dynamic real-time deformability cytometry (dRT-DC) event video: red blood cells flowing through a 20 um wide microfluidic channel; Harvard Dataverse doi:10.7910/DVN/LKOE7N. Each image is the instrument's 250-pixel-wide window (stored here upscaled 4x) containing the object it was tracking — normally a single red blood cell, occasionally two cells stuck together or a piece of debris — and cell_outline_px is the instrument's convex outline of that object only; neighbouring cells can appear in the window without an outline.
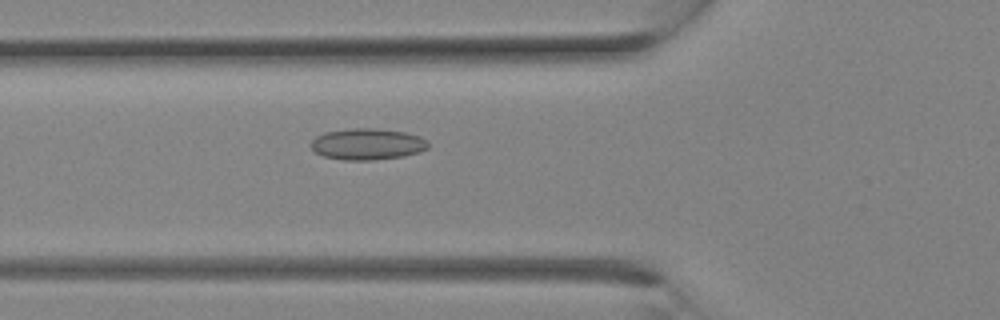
{"species": "Egyptian fruit bat (a non-hibernating species)", "species_latin": "Rousettus aegyptiacus", "temperature_condition": "room temperature", "stored_images_in_passage": 15, "camera_frame_rate_fps": 3000, "um_per_image_px": 0.085, "animal": {"sex": "female"}, "frame": {"image": 1, "passage_image": 8, "time_ms": 2.333, "image_size_px": [1000, 320], "cell_outline_px": [[428, 148], [420, 152], [404, 156], [372, 160], [344, 160], [324, 156], [316, 152], [312, 148], [312, 140], [316, 136], [324, 132], [352, 128], [376, 128], [404, 132], [420, 136], [428, 140]], "centroid_in_image_um": [31.25, 12.24], "position_along_channel_um": 94.5, "area_um2": 21.44}}
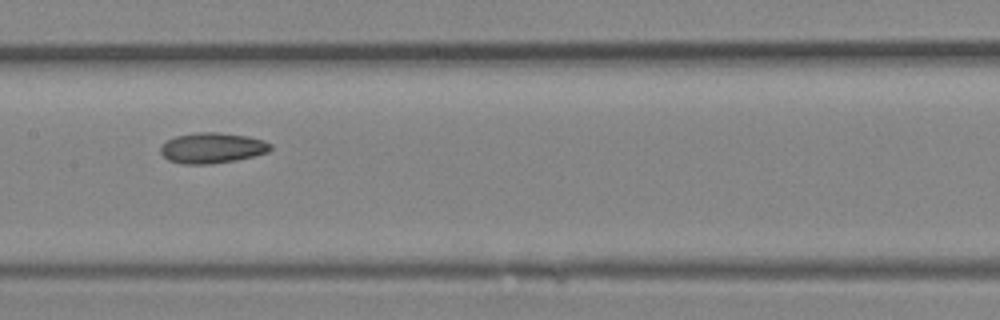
{"frame": {"image": 2, "passage_image": 12, "time_ms": 3.667, "image_size_px": [1000, 320], "cell_outline_px": [[272, 148], [268, 152], [236, 160], [212, 164], [184, 164], [168, 160], [160, 152], [160, 148], [168, 140], [176, 136], [196, 132], [220, 132], [248, 136], [264, 140], [272, 144]], "centroid_in_image_um": [18.06, 12.57], "position_along_channel_um": 189.3, "area_um2": 19.59}}
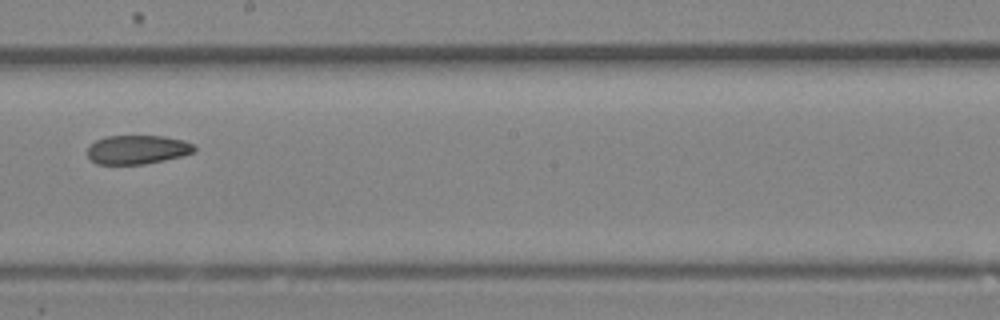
{"frame": {"image": 3, "passage_image": 14, "time_ms": 4.333, "image_size_px": [1000, 320], "cell_outline_px": [[196, 152], [164, 160], [144, 164], [96, 164], [88, 156], [88, 148], [96, 140], [108, 136], [164, 136], [184, 140], [192, 144], [196, 148]], "centroid_in_image_um": [11.7, 12.71], "position_along_channel_um": 236.5, "area_um2": 17.92}}